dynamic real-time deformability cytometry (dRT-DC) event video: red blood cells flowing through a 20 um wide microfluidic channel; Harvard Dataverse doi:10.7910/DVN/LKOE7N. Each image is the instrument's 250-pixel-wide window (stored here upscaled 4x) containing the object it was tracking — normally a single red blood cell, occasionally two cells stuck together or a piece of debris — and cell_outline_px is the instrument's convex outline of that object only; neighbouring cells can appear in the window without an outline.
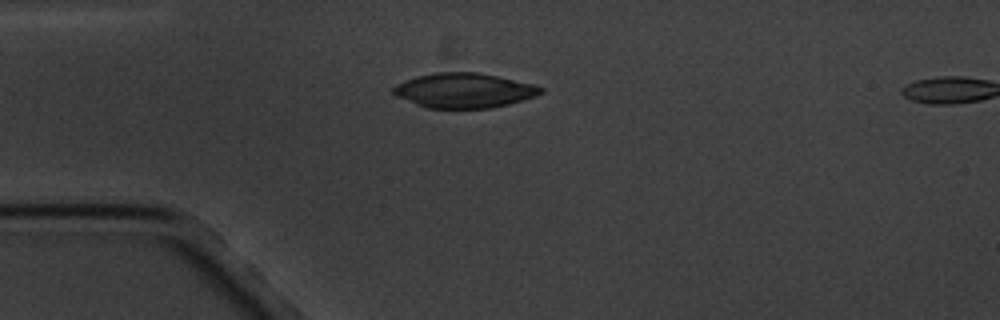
{"species": "common noctule bat (a hibernating species)", "species_latin": "Nyctalus noctula", "temperature_condition": "cold", "stored_images_in_passage": 2, "camera_frame_rate_fps": 3000, "um_per_image_px": 0.085, "animal": {"sex": "male", "body_mass_g": 20.1, "forearm_length_mm": 53.5}, "frame": {"image": 1, "passage_image": 1, "time_ms": 0.0, "image_size_px": [1000, 320], "cell_outline_px": [[544, 92], [536, 96], [508, 104], [488, 108], [428, 108], [416, 104], [396, 96], [392, 92], [392, 88], [396, 84], [416, 76], [436, 72], [476, 72], [496, 76], [532, 84], [544, 88]], "centroid_in_image_um": [39.42, 7.69], "position_along_channel_um": 45.6, "area_um2": 29.65}}